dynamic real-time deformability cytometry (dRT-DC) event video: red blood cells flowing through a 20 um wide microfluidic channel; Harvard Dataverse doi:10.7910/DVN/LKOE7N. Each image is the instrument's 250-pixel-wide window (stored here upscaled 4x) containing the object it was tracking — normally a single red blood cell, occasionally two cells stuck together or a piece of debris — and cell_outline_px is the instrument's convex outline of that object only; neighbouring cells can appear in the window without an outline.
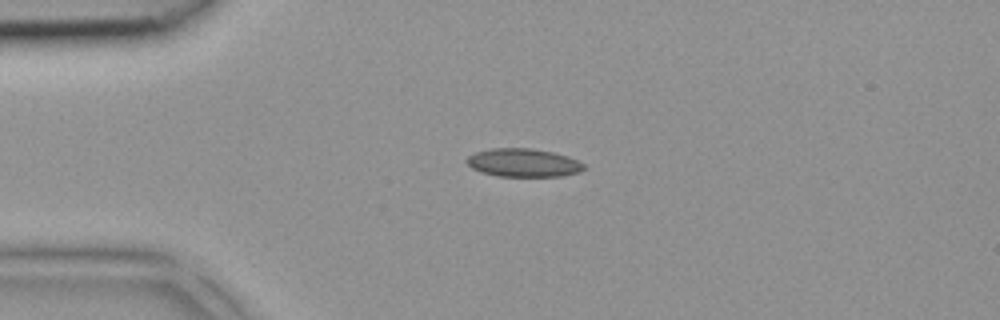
{"species": "common noctule bat (a hibernating species)", "species_latin": "Nyctalus noctula", "temperature_condition": "room temperature", "stored_images_in_passage": 2, "camera_frame_rate_fps": 3000, "um_per_image_px": 0.085, "animal": {"sex": "female", "body_mass_g": 18.4}, "frame": {"image": 1, "passage_image": 1, "time_ms": 0.0, "image_size_px": [1000, 320], "cell_outline_px": [[584, 168], [580, 172], [560, 176], [496, 176], [480, 172], [472, 168], [464, 160], [468, 156], [476, 152], [488, 148], [532, 148], [552, 152], [568, 156], [584, 164]], "centroid_in_image_um": [44.44, 13.83], "position_along_channel_um": 40.6, "area_um2": 19.36}}
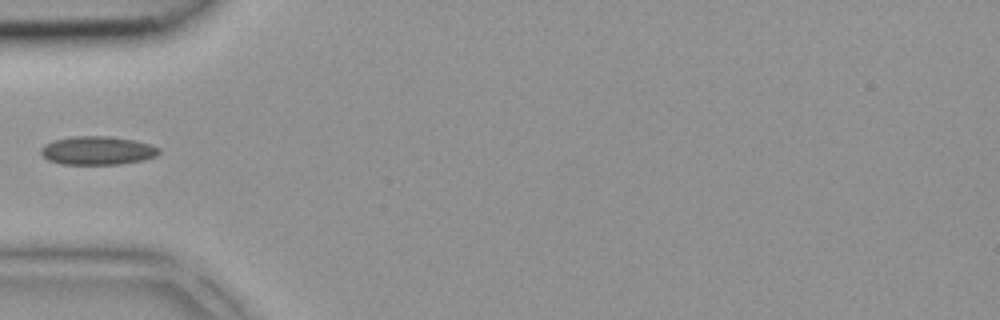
{"frame": {"image": 2, "passage_image": 2, "time_ms": 0.333, "image_size_px": [1000, 320], "cell_outline_px": [[160, 152], [156, 156], [144, 160], [120, 164], [60, 164], [48, 160], [40, 152], [40, 148], [44, 144], [52, 140], [72, 136], [108, 136], [136, 140], [160, 148]], "centroid_in_image_um": [8.27, 12.79], "position_along_channel_um": 76.7, "area_um2": 19.77}}